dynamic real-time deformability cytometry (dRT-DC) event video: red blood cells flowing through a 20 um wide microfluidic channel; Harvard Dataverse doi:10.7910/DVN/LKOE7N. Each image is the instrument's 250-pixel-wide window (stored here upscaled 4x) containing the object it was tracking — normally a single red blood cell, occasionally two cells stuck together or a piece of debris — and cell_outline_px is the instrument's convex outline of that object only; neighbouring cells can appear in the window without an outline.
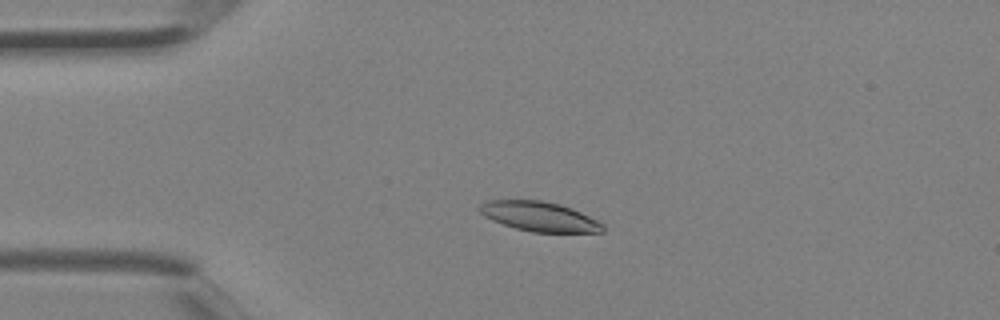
{"species": "Egyptian fruit bat (a non-hibernating species)", "species_latin": "Rousettus aegyptiacus", "temperature_condition": "room temperature", "stored_images_in_passage": 2, "camera_frame_rate_fps": 3000, "um_per_image_px": 0.085, "animal": {"sex": "female"}, "frame": {"image": 1, "passage_image": 1, "time_ms": 0.0, "image_size_px": [1000, 320], "cell_outline_px": [[604, 232], [532, 232], [516, 228], [492, 220], [484, 216], [480, 212], [480, 204], [484, 200], [544, 200], [560, 204], [572, 208], [604, 224]], "centroid_in_image_um": [45.84, 18.39], "position_along_channel_um": 39.2, "area_um2": 21.21}}